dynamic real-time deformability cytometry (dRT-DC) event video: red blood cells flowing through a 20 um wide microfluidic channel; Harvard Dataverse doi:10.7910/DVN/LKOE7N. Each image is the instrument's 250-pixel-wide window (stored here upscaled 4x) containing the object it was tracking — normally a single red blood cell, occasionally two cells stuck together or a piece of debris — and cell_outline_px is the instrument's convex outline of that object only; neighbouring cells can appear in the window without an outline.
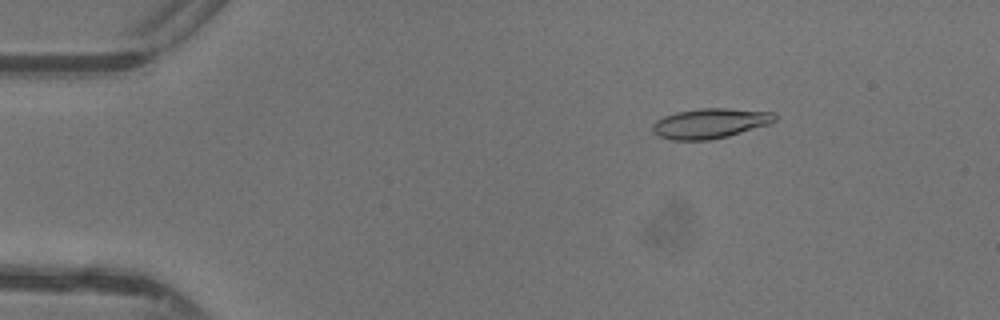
{"species": "common noctule bat (a hibernating species)", "species_latin": "Nyctalus noctula", "temperature_condition": "warm", "stored_images_in_passage": 47, "camera_frame_rate_fps": 3000, "um_per_image_px": 0.085, "animal": {"sex": "female"}, "frame": {"image": 1, "passage_image": 7, "time_ms": 2.0, "image_size_px": [1000, 320], "cell_outline_px": [[776, 120], [768, 124], [728, 136], [708, 140], [672, 140], [660, 136], [652, 132], [652, 124], [656, 120], [664, 116], [676, 112], [700, 108], [728, 108], [772, 112], [776, 116]], "centroid_in_image_um": [60.32, 10.48], "position_along_channel_um": 24.7, "area_um2": 21.27}}
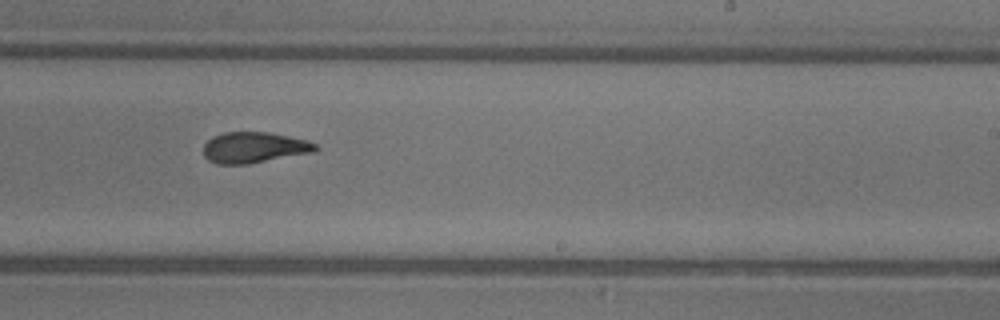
{"frame": {"image": 2, "passage_image": 29, "time_ms": 9.333, "image_size_px": [1000, 320], "cell_outline_px": [[320, 148], [312, 152], [248, 164], [216, 164], [208, 160], [204, 156], [204, 144], [212, 136], [224, 132], [272, 132], [308, 140], [316, 144]], "centroid_in_image_um": [21.59, 12.53], "position_along_channel_um": 267.4, "area_um2": 20.29}}
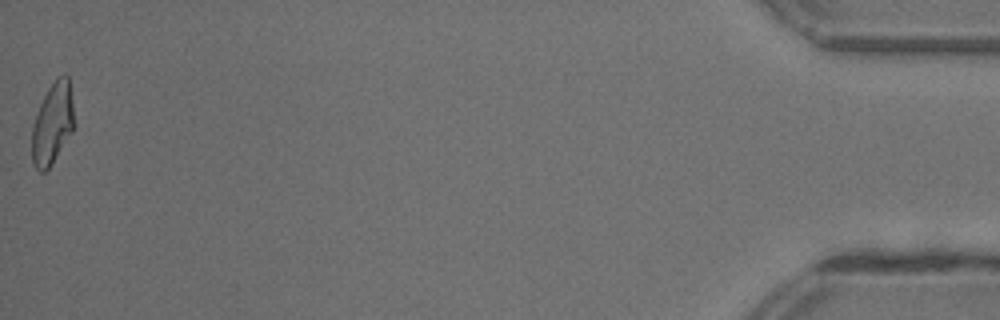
{"frame": {"image": 3, "passage_image": 47, "time_ms": 15.333, "image_size_px": [1000, 320], "cell_outline_px": [[72, 132], [52, 164], [44, 172], [40, 172], [32, 164], [32, 124], [40, 104], [48, 88], [64, 72], [68, 76], [72, 104]], "centroid_in_image_um": [4.43, 10.54], "position_along_channel_um": 430.8, "area_um2": 19.65}, "authors_computed_cell_mechanics": {"area_um2": 20.5768, "velocity_mm_per_s": 4.3956, "shape_relaxation_time_tau1_ms": 4.6172, "shape_relaxation_time_tau2_ms": 2.3014, "deformation_change_tau1": 0.1907, "deformation_change_tau2": 0.1068}}